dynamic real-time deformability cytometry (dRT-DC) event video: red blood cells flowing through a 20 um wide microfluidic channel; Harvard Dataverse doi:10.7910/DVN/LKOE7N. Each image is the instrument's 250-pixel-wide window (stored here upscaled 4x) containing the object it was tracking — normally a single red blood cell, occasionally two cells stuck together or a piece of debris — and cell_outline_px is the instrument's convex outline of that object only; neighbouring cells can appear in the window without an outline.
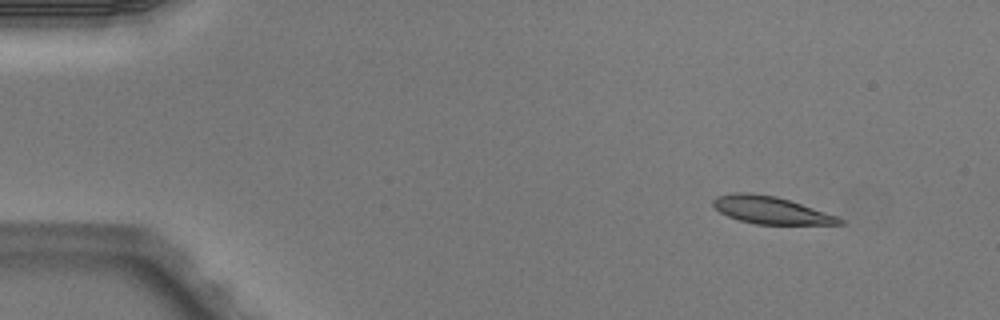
{"species": "Egyptian fruit bat (a non-hibernating species)", "species_latin": "Rousettus aegyptiacus", "temperature_condition": "warm", "stored_images_in_passage": 5, "camera_frame_rate_fps": 3000, "um_per_image_px": 0.085, "animal": {"sex": "male"}, "frame": {"image": 1, "passage_image": 2, "time_ms": 0.333, "image_size_px": [1000, 320], "cell_outline_px": [[844, 224], [756, 224], [740, 220], [728, 216], [720, 212], [712, 204], [712, 200], [716, 196], [732, 192], [752, 192], [776, 196], [836, 216], [844, 220]], "centroid_in_image_um": [65.45, 17.85], "position_along_channel_um": 19.5, "area_um2": 19.94}}
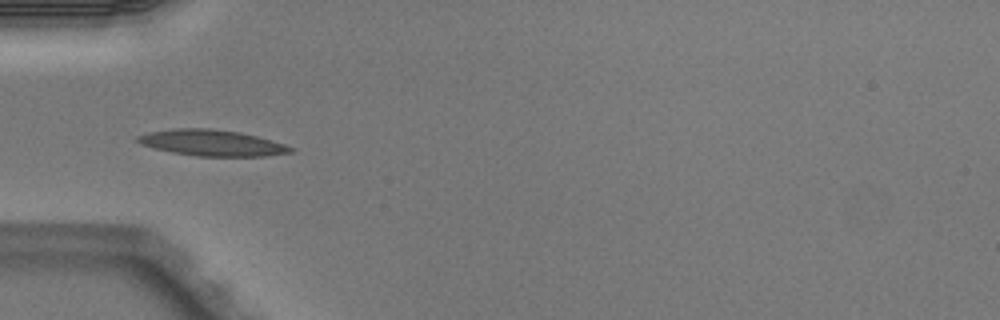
{"frame": {"image": 2, "passage_image": 5, "time_ms": 1.333, "image_size_px": [1000, 320], "cell_outline_px": [[296, 152], [264, 156], [196, 156], [172, 152], [140, 144], [136, 140], [136, 136], [148, 132], [176, 128], [208, 128], [240, 132], [256, 136], [284, 144], [296, 148]], "centroid_in_image_um": [18.03, 12.14], "position_along_channel_um": 67.0, "area_um2": 23.24}}